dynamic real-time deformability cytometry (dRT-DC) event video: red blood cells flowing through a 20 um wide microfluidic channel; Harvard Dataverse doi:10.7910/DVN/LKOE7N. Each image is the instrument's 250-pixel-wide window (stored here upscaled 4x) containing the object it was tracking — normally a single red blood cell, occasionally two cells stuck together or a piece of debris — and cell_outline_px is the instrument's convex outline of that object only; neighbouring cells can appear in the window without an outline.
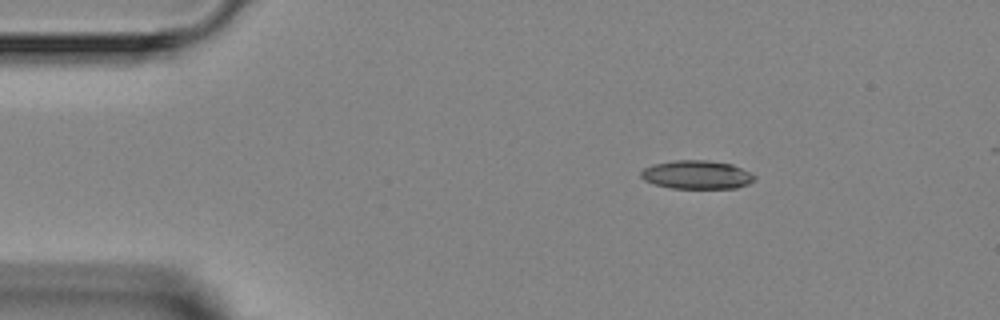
{"species": "Egyptian fruit bat (a non-hibernating species)", "species_latin": "Rousettus aegyptiacus", "temperature_condition": "room temperature", "stored_images_in_passage": 4, "camera_frame_rate_fps": 3000, "um_per_image_px": 0.085, "animal": {"sex": "female"}, "frame": {"image": 1, "passage_image": 2, "time_ms": 1.0, "image_size_px": [1000, 320], "cell_outline_px": [[756, 180], [748, 184], [736, 188], [672, 188], [652, 184], [644, 180], [640, 176], [640, 172], [644, 168], [652, 164], [676, 160], [708, 160], [732, 164], [756, 176]], "centroid_in_image_um": [59.21, 14.85], "position_along_channel_um": 25.8, "area_um2": 18.96}}